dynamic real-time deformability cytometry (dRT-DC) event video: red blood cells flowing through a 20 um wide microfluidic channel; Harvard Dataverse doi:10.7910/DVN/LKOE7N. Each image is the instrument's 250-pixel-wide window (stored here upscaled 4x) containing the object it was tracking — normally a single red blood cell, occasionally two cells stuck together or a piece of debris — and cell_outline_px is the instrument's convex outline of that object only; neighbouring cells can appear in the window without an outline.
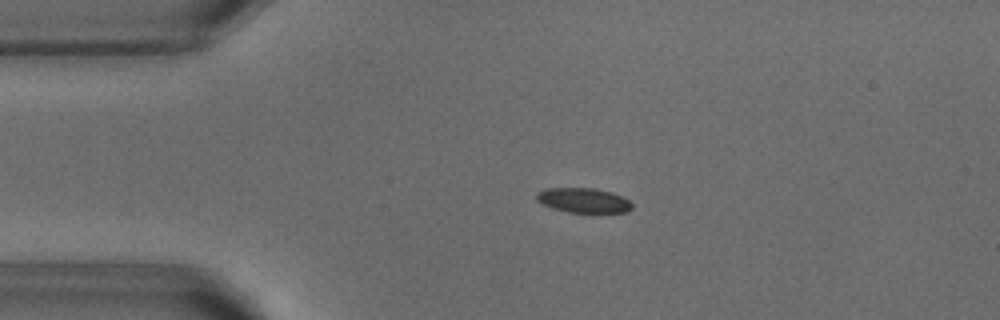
{"species": "common noctule bat (a hibernating species)", "species_latin": "Nyctalus noctula", "temperature_condition": "warm", "stored_images_in_passage": 53, "camera_frame_rate_fps": 3000, "um_per_image_px": 0.085, "animal": {"sex": "male", "body_mass_g": 18.8}, "frame": {"image": 1, "passage_image": 11, "time_ms": 3.333, "image_size_px": [1000, 320], "cell_outline_px": [[632, 208], [628, 212], [568, 212], [552, 208], [536, 200], [536, 192], [544, 188], [592, 188], [608, 192], [620, 196], [628, 200], [632, 204]], "centroid_in_image_um": [49.54, 17.03], "position_along_channel_um": 35.5, "area_um2": 13.58}}
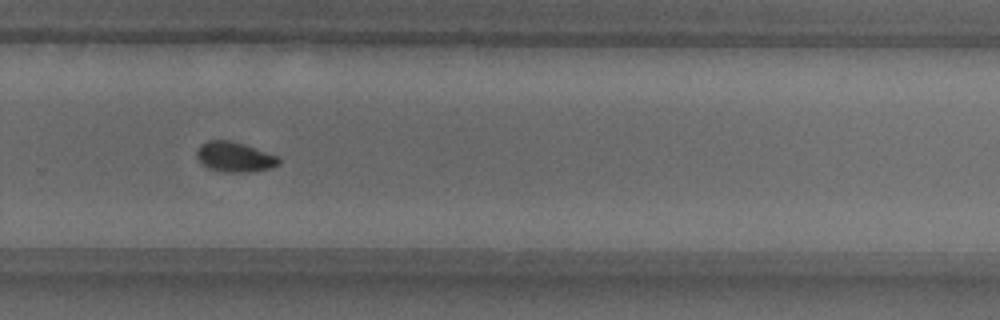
{"frame": {"image": 2, "passage_image": 35, "time_ms": 11.333, "image_size_px": [1000, 320], "cell_outline_px": [[280, 164], [272, 168], [248, 172], [220, 172], [208, 168], [196, 156], [196, 148], [200, 144], [208, 140], [232, 140], [280, 156]], "centroid_in_image_um": [19.96, 13.33], "position_along_channel_um": 309.8, "area_um2": 14.62}}
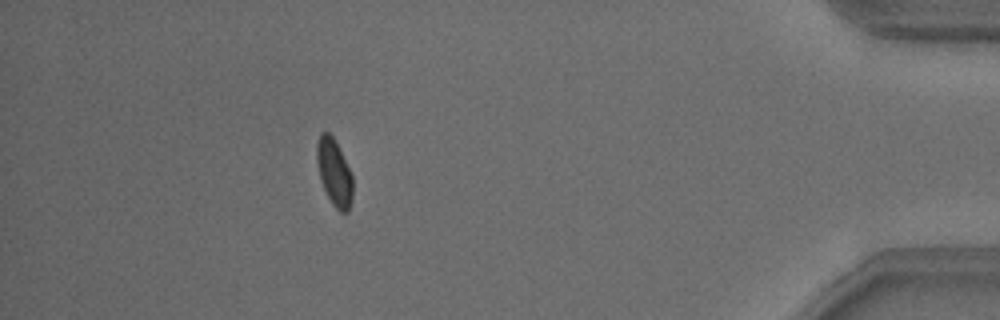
{"frame": {"image": 3, "passage_image": 47, "time_ms": 15.333, "image_size_px": [1000, 320], "cell_outline_px": [[352, 200], [348, 212], [340, 212], [332, 204], [320, 180], [316, 160], [316, 144], [320, 132], [328, 132], [332, 136], [352, 176]], "centroid_in_image_um": [28.38, 14.67], "position_along_channel_um": 406.8, "area_um2": 13.76}, "authors_computed_cell_mechanics": {"area_um2": 14.0454, "velocity_mm_per_s": 3.8019, "shape_relaxation_time_tau1_ms": 3.4377, "shape_relaxation_time_tau2_ms": 2.5264, "deformation_change_tau1": 0.0813, "deformation_change_tau2": 0.06}}